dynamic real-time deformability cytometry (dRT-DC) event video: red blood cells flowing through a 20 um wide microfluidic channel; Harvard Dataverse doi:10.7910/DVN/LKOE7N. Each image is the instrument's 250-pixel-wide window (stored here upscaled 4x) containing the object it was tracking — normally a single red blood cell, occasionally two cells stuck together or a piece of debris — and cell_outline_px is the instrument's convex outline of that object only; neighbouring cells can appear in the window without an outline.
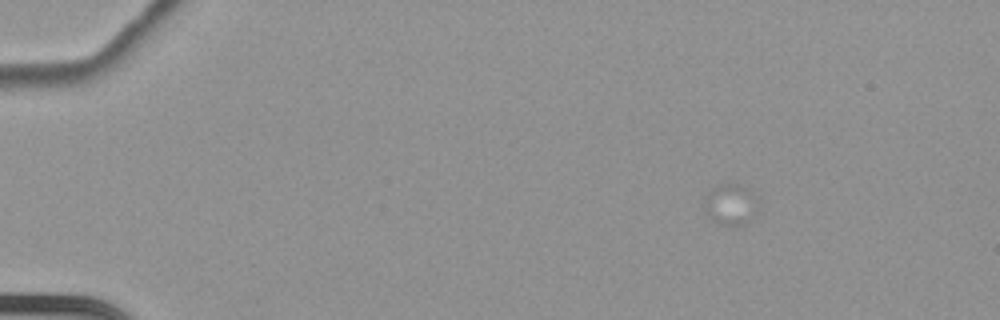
{"species": "common noctule bat (a hibernating species)", "species_latin": "Nyctalus noctula", "temperature_condition": "cold", "stored_images_in_passage": 32, "camera_frame_rate_fps": 3000, "um_per_image_px": 0.085, "animal": {"sex": "female", "body_mass_g": 22.7, "forearm_length_mm": 54.2}, "frame": {"image": 1, "passage_image": 5, "time_ms": 1.333, "image_size_px": [1000, 320], "cell_outline_px": [[760, 200], [744, 224], [716, 224], [704, 212], [704, 196], [716, 184], [740, 184], [752, 188]], "centroid_in_image_um": [62.07, 17.31], "position_along_channel_um": 22.9, "area_um2": 13.01}}